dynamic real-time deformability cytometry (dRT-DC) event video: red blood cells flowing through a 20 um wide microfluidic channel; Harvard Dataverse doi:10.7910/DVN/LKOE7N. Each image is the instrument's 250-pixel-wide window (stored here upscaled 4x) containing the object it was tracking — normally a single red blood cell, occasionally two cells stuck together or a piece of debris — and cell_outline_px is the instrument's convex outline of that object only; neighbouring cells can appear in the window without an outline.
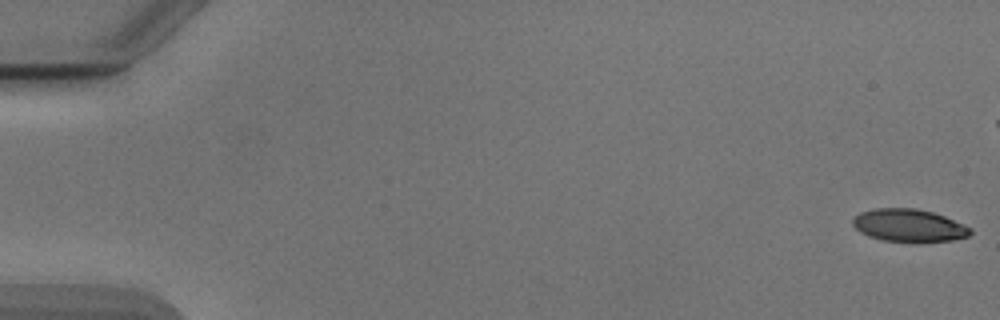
{"species": "Egyptian fruit bat (a non-hibernating species)", "species_latin": "Rousettus aegyptiacus", "temperature_condition": "cold", "stored_images_in_passage": 47, "camera_frame_rate_fps": 3000, "um_per_image_px": 0.085, "animal": {"sex": "male"}, "frame": {"image": 1, "passage_image": 1, "time_ms": 0.0, "image_size_px": [1000, 320], "cell_outline_px": [[972, 232], [968, 236], [952, 240], [884, 240], [868, 236], [860, 232], [852, 224], [852, 220], [860, 212], [876, 208], [916, 208], [932, 212], [944, 216], [972, 228]], "centroid_in_image_um": [77.23, 19.13], "position_along_channel_um": 7.8, "area_um2": 21.79}}
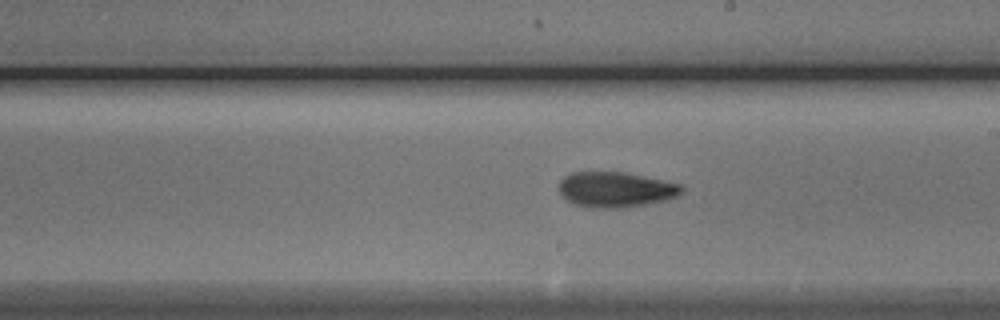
{"frame": {"image": 2, "passage_image": 31, "time_ms": 10.0, "image_size_px": [1000, 320], "cell_outline_px": [[684, 192], [668, 200], [624, 208], [592, 208], [576, 204], [568, 200], [560, 192], [560, 180], [564, 176], [572, 172], [624, 172], [664, 180], [680, 184], [684, 188]], "centroid_in_image_um": [52.37, 16.11], "position_along_channel_um": 236.6, "area_um2": 25.32}}
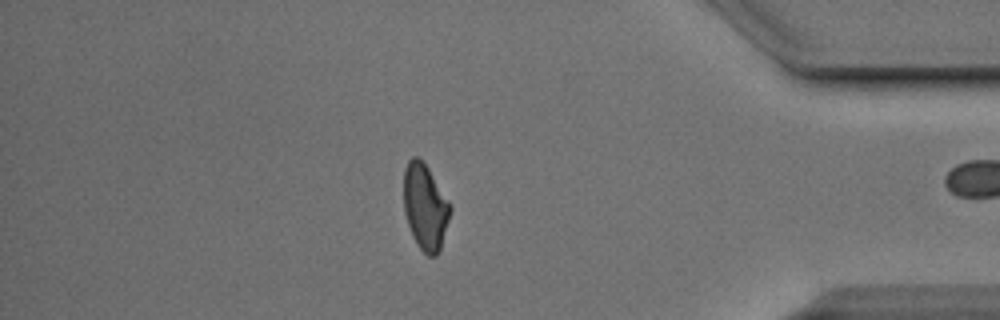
{"frame": {"image": 3, "passage_image": 46, "time_ms": 15.0, "image_size_px": [1000, 320], "cell_outline_px": [[452, 208], [440, 248], [436, 256], [428, 256], [416, 244], [412, 236], [404, 212], [404, 168], [408, 160], [412, 156], [416, 156], [428, 168]], "centroid_in_image_um": [36.11, 17.59], "position_along_channel_um": 399.1, "area_um2": 22.95}}